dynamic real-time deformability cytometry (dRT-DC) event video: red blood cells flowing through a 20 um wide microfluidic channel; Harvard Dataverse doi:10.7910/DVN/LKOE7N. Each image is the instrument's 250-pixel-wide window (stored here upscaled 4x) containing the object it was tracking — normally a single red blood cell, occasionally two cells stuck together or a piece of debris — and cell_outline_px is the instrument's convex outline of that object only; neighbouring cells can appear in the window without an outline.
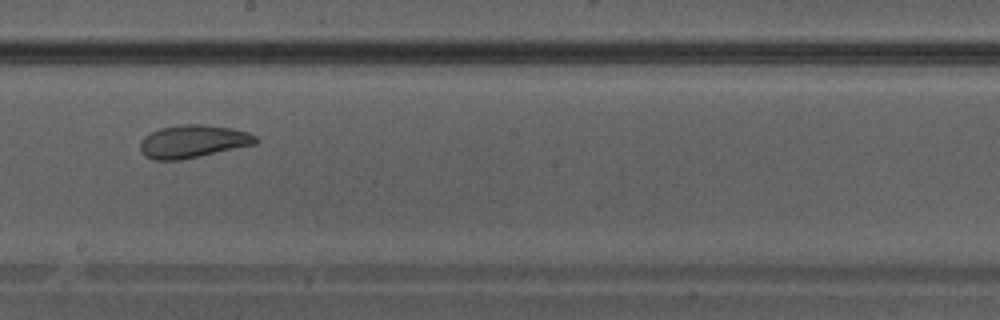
{"species": "Egyptian fruit bat (a non-hibernating species)", "species_latin": "Rousettus aegyptiacus", "temperature_condition": "warm", "stored_images_in_passage": 30, "camera_frame_rate_fps": 3000, "um_per_image_px": 0.085, "animal": {"sex": "male"}, "frame": {"image": 1, "passage_image": 13, "time_ms": 4.0, "image_size_px": [1000, 320], "cell_outline_px": [[260, 140], [256, 144], [180, 160], [156, 160], [144, 156], [140, 148], [140, 140], [144, 136], [160, 128], [176, 124], [204, 124], [232, 128], [248, 132], [256, 136]], "centroid_in_image_um": [16.4, 12.01], "position_along_channel_um": 231.8, "area_um2": 22.25}}